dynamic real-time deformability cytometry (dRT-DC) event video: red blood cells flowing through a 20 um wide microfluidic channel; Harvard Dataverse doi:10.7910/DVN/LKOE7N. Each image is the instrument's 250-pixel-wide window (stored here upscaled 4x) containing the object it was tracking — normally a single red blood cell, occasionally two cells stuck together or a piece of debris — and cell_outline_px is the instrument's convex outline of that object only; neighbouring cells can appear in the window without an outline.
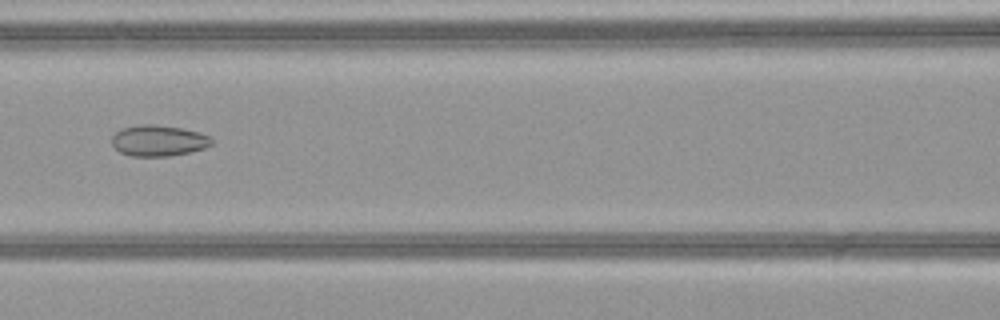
{"species": "common noctule bat (a hibernating species)", "species_latin": "Nyctalus noctula", "temperature_condition": "warm", "stored_images_in_passage": 51, "camera_frame_rate_fps": 3000, "um_per_image_px": 0.085, "animal": {"sex": "female", "body_mass_g": 21.9}, "frame": {"image": 1, "passage_image": 24, "time_ms": 7.667, "image_size_px": [1000, 320], "cell_outline_px": [[212, 144], [204, 148], [188, 152], [168, 156], [132, 156], [120, 152], [112, 144], [112, 136], [120, 128], [140, 124], [152, 124], [180, 128], [200, 132], [208, 136], [212, 140]], "centroid_in_image_um": [13.44, 11.94], "position_along_channel_um": 153.2, "area_um2": 17.92}}
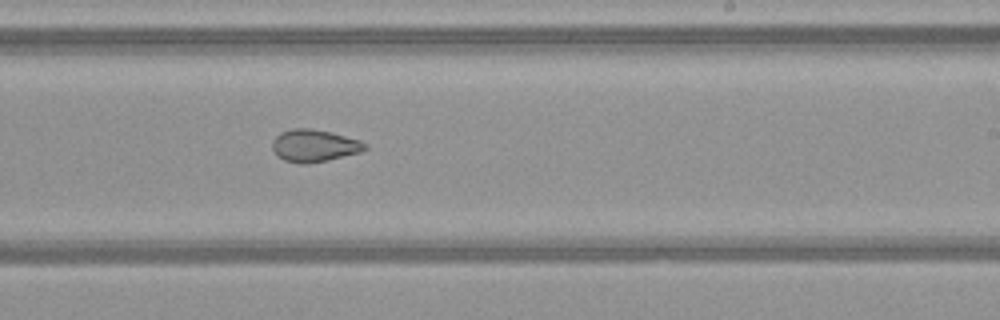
{"frame": {"image": 2, "passage_image": 32, "time_ms": 10.333, "image_size_px": [1000, 320], "cell_outline_px": [[368, 148], [360, 152], [328, 160], [308, 164], [300, 164], [284, 160], [272, 148], [272, 140], [280, 132], [292, 128], [312, 128], [332, 132], [360, 140], [368, 144]], "centroid_in_image_um": [26.73, 12.37], "position_along_channel_um": 262.3, "area_um2": 17.57}}
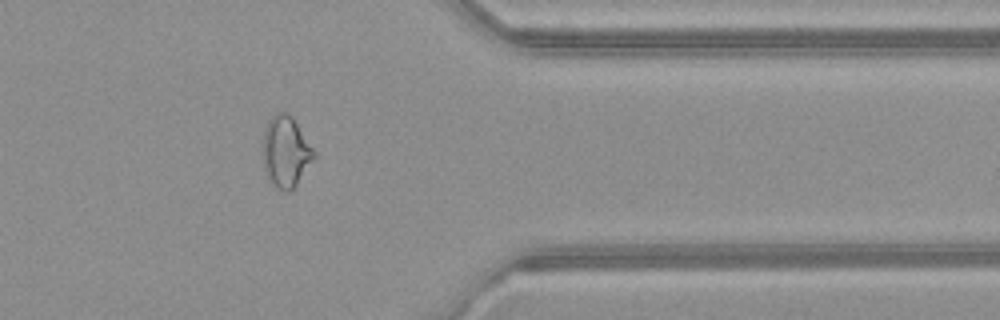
{"frame": {"image": 3, "passage_image": 42, "time_ms": 13.667, "image_size_px": [1000, 320], "cell_outline_px": [[316, 156], [296, 184], [288, 192], [284, 192], [276, 188], [264, 164], [264, 128], [268, 120], [276, 112], [284, 112], [292, 116], [316, 152]], "centroid_in_image_um": [24.32, 12.85], "position_along_channel_um": 387.1, "area_um2": 20.63}, "authors_computed_cell_mechanics": {"area_um2": 21.675, "velocity_mm_per_s": 4.1037, "shape_relaxation_time_tau1_ms": null, "shape_relaxation_time_tau2_ms": 1.682, "deformation_change_tau1": null, "deformation_change_tau2": 0.0765}}